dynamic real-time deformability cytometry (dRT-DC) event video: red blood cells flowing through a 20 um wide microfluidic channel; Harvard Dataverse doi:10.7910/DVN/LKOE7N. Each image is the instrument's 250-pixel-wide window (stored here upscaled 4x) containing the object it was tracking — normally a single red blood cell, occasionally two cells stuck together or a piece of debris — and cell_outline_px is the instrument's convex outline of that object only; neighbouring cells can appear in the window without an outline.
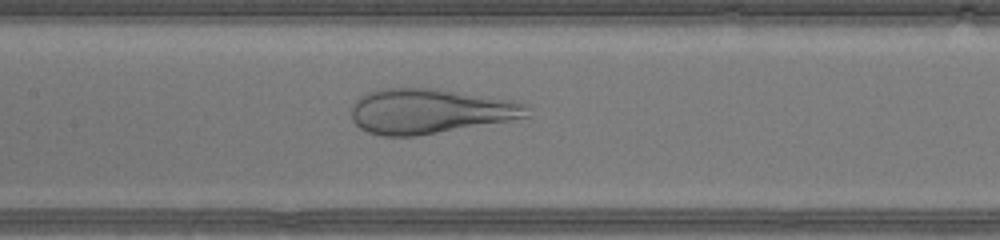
{"species": "human", "species_latin": "Homo sapiens", "temperature_condition": "warm", "stored_images_in_passage": 27, "camera_frame_rate_fps": 3000, "um_per_image_px": 0.085, "donor": {"sex": "male"}, "frame": {"image": 1, "passage_image": 12, "time_ms": 3.667, "image_size_px": [1000, 240], "cell_outline_px": [[528, 116], [508, 120], [416, 136], [384, 136], [368, 132], [360, 128], [352, 120], [352, 104], [356, 100], [368, 92], [376, 88], [436, 88], [516, 100], [524, 104], [528, 108]], "centroid_in_image_um": [36.5, 9.43], "position_along_channel_um": 170.9, "area_um2": 45.84}}
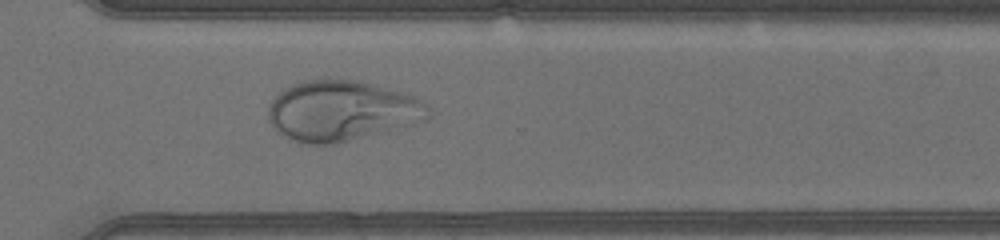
{"frame": {"image": 2, "passage_image": 23, "time_ms": 7.333, "image_size_px": [1000, 240], "cell_outline_px": [[428, 116], [424, 120], [336, 144], [300, 144], [288, 140], [276, 132], [268, 120], [268, 108], [272, 100], [284, 88], [292, 84], [304, 80], [352, 80], [372, 84], [400, 92], [412, 96], [428, 104]], "centroid_in_image_um": [28.94, 9.44], "position_along_channel_um": 341.7, "area_um2": 55.83}}